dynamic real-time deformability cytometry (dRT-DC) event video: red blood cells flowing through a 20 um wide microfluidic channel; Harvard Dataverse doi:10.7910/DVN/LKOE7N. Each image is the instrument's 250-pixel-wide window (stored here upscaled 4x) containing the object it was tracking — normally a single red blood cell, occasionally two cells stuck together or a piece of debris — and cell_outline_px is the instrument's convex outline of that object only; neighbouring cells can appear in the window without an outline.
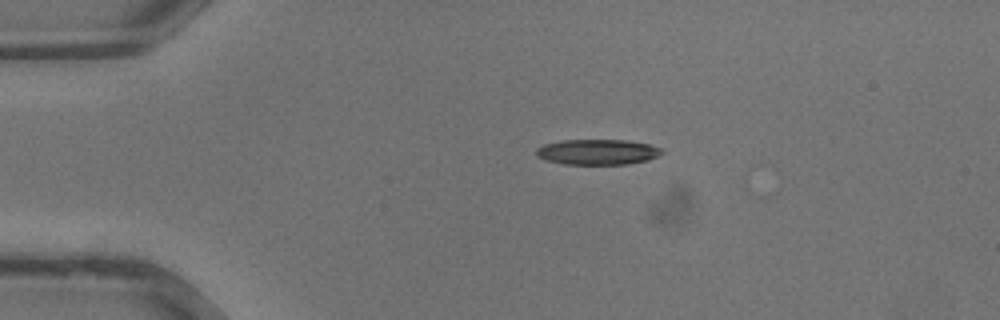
{"species": "common noctule bat (a hibernating species)", "species_latin": "Nyctalus noctula", "temperature_condition": "warm", "stored_images_in_passage": 29, "camera_frame_rate_fps": 3000, "um_per_image_px": 0.085, "animal": {"sex": "male", "body_mass_g": 13.3}, "frame": {"image": 1, "passage_image": 1, "time_ms": 0.0, "image_size_px": [1000, 320], "cell_outline_px": [[664, 152], [660, 156], [648, 160], [628, 164], [564, 164], [544, 160], [536, 156], [536, 148], [544, 144], [560, 140], [624, 140], [648, 144], [660, 148]], "centroid_in_image_um": [50.77, 12.92], "position_along_channel_um": 34.2, "area_um2": 18.73}}
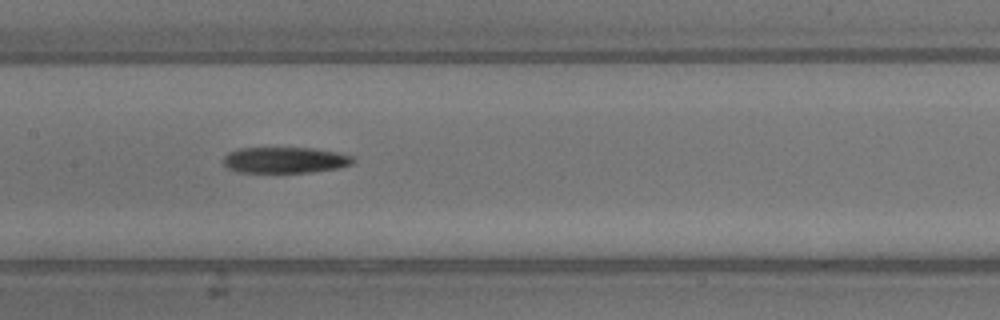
{"frame": {"image": 2, "passage_image": 11, "time_ms": 3.333, "image_size_px": [1000, 320], "cell_outline_px": [[356, 160], [352, 164], [340, 168], [312, 172], [236, 172], [228, 168], [224, 164], [224, 156], [228, 152], [240, 148], [312, 148], [336, 152], [356, 156]], "centroid_in_image_um": [24.27, 13.6], "position_along_channel_um": 183.1, "area_um2": 19.83}}
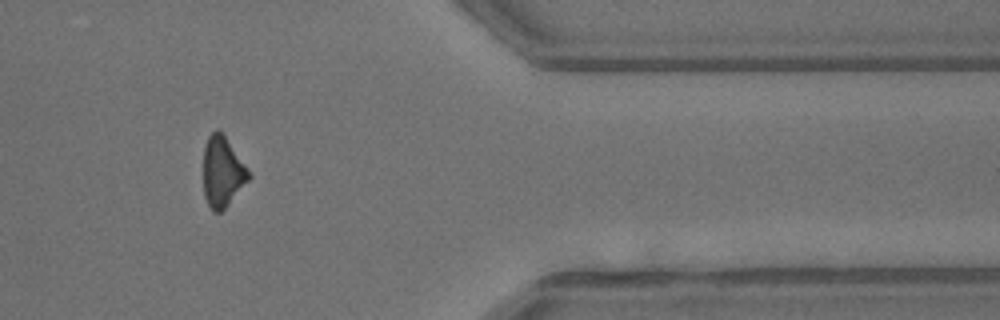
{"frame": {"image": 3, "passage_image": 23, "time_ms": 7.333, "image_size_px": [1000, 320], "cell_outline_px": [[252, 176], [224, 208], [220, 212], [212, 212], [204, 196], [204, 148], [208, 136], [216, 128], [224, 132], [248, 168]], "centroid_in_image_um": [18.91, 14.55], "position_along_channel_um": 392.5, "area_um2": 18.73}}